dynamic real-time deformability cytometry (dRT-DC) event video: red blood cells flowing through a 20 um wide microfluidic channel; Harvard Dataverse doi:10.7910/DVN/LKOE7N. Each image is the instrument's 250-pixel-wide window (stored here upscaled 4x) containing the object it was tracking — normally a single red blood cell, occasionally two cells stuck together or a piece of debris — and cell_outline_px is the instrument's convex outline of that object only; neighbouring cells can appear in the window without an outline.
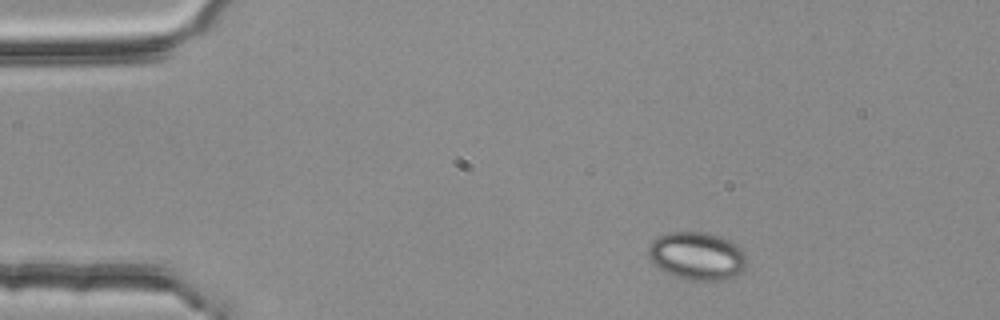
{"species": "common noctule bat (a hibernating species)", "species_latin": "Nyctalus noctula", "temperature_condition": "room temperature", "stored_images_in_passage": 3, "camera_frame_rate_fps": 3000, "um_per_image_px": 0.085, "animal": {"sex": "female", "body_mass_g": 25.1}, "frame": {"image": 1, "passage_image": 1, "time_ms": 0.0, "image_size_px": [1000, 320], "cell_outline_px": [[744, 268], [740, 272], [724, 280], [684, 280], [672, 276], [660, 268], [648, 256], [648, 244], [652, 240], [668, 232], [708, 232], [720, 236], [736, 244], [744, 252]], "centroid_in_image_um": [59.21, 21.75], "position_along_channel_um": 25.8, "area_um2": 27.34}}
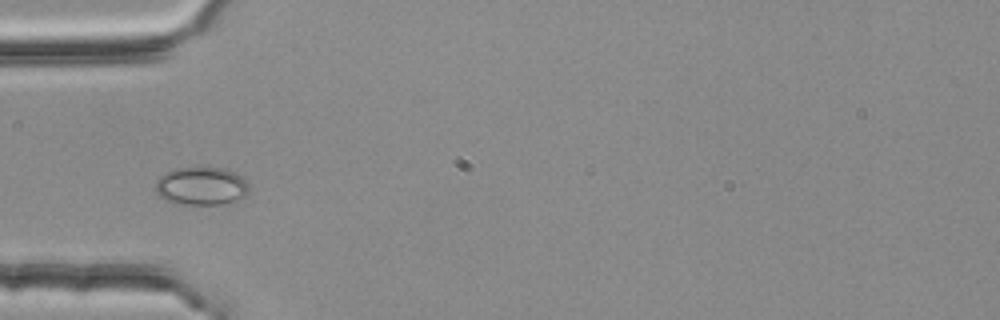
{"frame": {"image": 2, "passage_image": 3, "time_ms": 0.667, "image_size_px": [1000, 320], "cell_outline_px": [[248, 192], [244, 196], [220, 204], [172, 204], [164, 200], [156, 192], [156, 180], [164, 172], [176, 168], [224, 168], [236, 172], [248, 184]], "centroid_in_image_um": [17.06, 15.81], "position_along_channel_um": 67.9, "area_um2": 20.69}}